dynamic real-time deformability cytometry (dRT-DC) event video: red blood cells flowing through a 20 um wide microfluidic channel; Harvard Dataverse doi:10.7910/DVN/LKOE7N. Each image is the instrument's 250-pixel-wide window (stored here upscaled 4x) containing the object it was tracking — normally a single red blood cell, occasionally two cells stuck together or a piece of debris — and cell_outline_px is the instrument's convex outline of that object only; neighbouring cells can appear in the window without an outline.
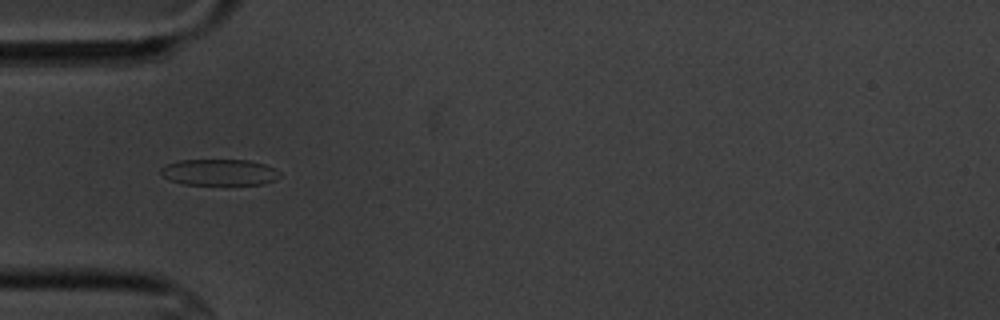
{"species": "common noctule bat (a hibernating species)", "species_latin": "Nyctalus noctula", "temperature_condition": "cold", "stored_images_in_passage": 6, "camera_frame_rate_fps": 3000, "um_per_image_px": 0.085, "animal": {"sex": "male", "body_mass_g": 20.1, "forearm_length_mm": 53.5}, "frame": {"image": 1, "passage_image": 2, "time_ms": 1.333, "image_size_px": [1000, 320], "cell_outline_px": [[280, 176], [276, 180], [260, 184], [184, 184], [172, 180], [164, 176], [160, 172], [160, 168], [176, 160], [248, 160], [264, 164], [280, 172]], "centroid_in_image_um": [18.64, 14.63], "position_along_channel_um": 66.4, "area_um2": 17.98}}
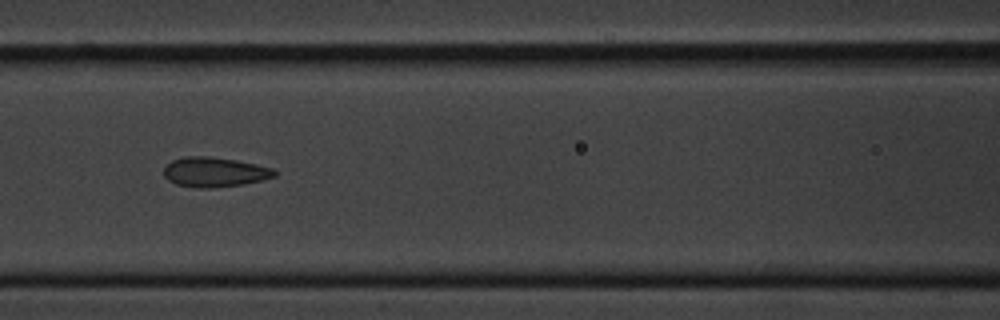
{"frame": {"image": 2, "passage_image": 4, "time_ms": 3.667, "image_size_px": [1000, 320], "cell_outline_px": [[276, 176], [264, 180], [244, 184], [212, 188], [196, 188], [176, 184], [168, 180], [164, 176], [164, 168], [172, 160], [184, 156], [208, 156], [236, 160], [256, 164], [272, 168], [276, 172]], "centroid_in_image_um": [18.24, 14.63], "position_along_channel_um": 148.4, "area_um2": 19.31}}
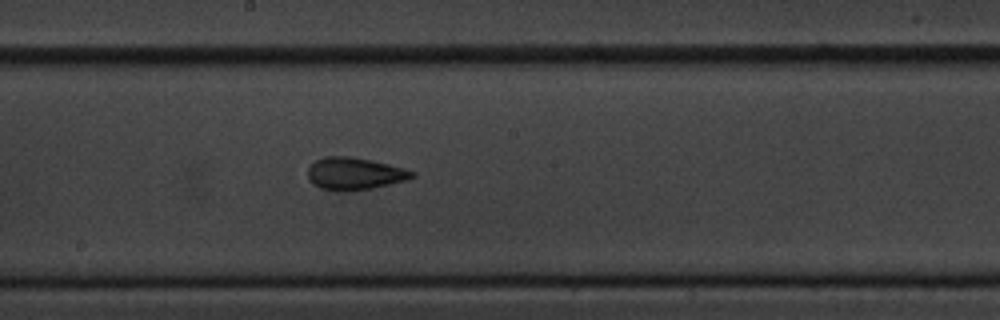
{"frame": {"image": 3, "passage_image": 6, "time_ms": 5.667, "image_size_px": [1000, 320], "cell_outline_px": [[416, 176], [408, 180], [372, 188], [340, 192], [336, 192], [320, 188], [312, 184], [308, 180], [308, 168], [316, 160], [324, 156], [352, 156], [372, 160], [404, 168], [416, 172]], "centroid_in_image_um": [30.13, 14.76], "position_along_channel_um": 218.1, "area_um2": 19.94}}